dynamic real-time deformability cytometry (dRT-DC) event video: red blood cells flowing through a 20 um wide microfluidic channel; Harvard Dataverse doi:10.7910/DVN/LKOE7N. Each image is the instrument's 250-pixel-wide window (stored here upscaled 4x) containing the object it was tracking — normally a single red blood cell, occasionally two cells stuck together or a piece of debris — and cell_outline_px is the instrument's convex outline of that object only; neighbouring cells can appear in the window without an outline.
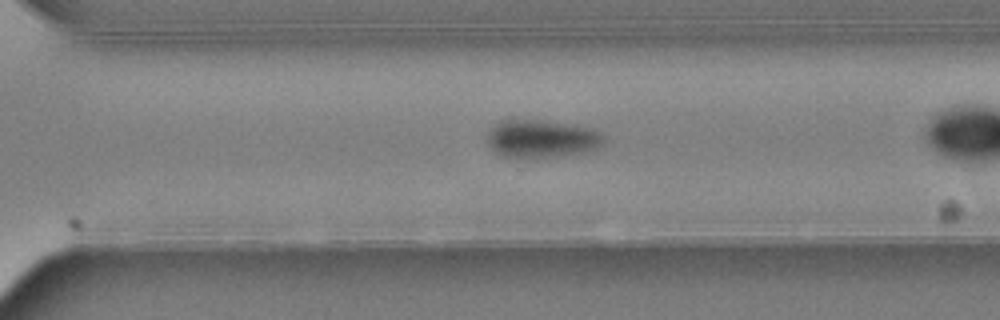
{"species": "Egyptian fruit bat (a non-hibernating species)", "species_latin": "Rousettus aegyptiacus", "temperature_condition": "warm", "stored_images_in_passage": 42, "camera_frame_rate_fps": 3000, "um_per_image_px": 0.085, "animal": {"sex": "female"}, "frame": {"image": 1, "passage_image": 36, "time_ms": 11.667, "image_size_px": [1000, 320], "cell_outline_px": [[604, 144], [596, 148], [580, 152], [552, 156], [520, 160], [504, 156], [496, 152], [484, 140], [488, 132], [496, 120], [536, 120], [572, 124], [592, 128], [600, 132], [604, 136]], "centroid_in_image_um": [45.96, 11.79], "position_along_channel_um": 324.6, "area_um2": 26.07}}